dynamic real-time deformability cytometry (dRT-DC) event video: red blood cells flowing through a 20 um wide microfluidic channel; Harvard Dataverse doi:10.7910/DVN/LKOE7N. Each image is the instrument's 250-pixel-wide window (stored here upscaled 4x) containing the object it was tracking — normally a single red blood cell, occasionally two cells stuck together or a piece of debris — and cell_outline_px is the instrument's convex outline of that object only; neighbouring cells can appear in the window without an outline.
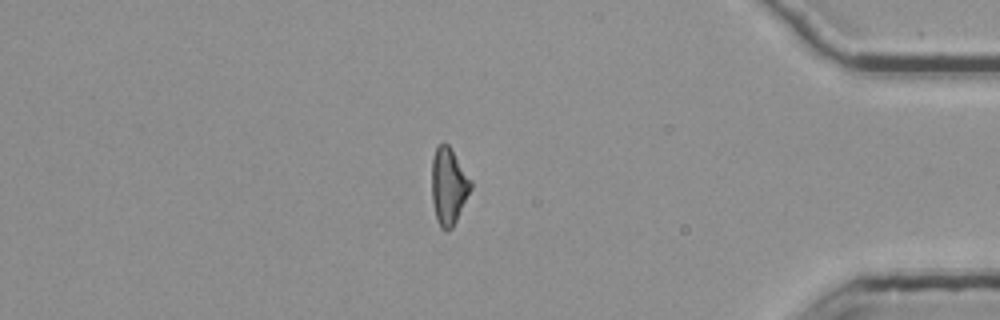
{"species": "common noctule bat (a hibernating species)", "species_latin": "Nyctalus noctula", "temperature_condition": "room temperature", "stored_images_in_passage": 55, "segment_of_instrument_passage": [2, 2], "camera_frame_rate_fps": 3000, "um_per_image_px": 0.085, "animal": {"sex": "female", "body_mass_g": 25.1}, "frame": {"image": 1, "passage_image": 47, "time_ms": 15.333, "image_size_px": [1000, 320], "cell_outline_px": [[472, 188], [452, 228], [448, 232], [440, 228], [436, 220], [432, 200], [432, 160], [436, 148], [440, 144], [448, 144], [472, 180]], "centroid_in_image_um": [38.13, 15.86], "position_along_channel_um": 397.1, "area_um2": 17.46}}